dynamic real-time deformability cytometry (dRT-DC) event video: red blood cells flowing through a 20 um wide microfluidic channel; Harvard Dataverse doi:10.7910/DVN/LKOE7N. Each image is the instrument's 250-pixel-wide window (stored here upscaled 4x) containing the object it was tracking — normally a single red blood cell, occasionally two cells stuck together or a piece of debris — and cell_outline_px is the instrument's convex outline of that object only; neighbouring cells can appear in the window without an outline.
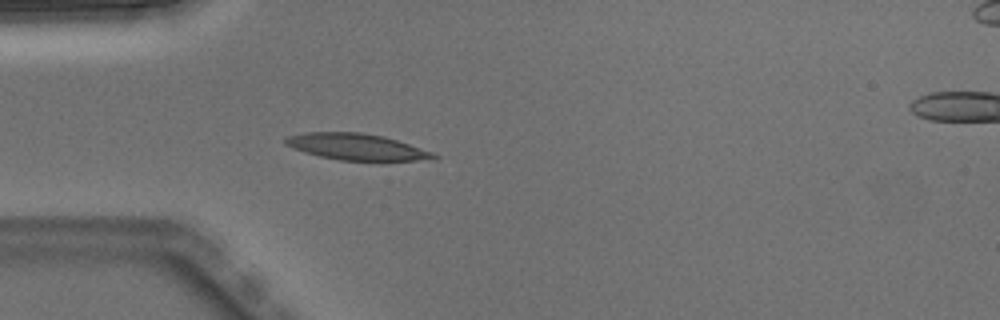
{"species": "Egyptian fruit bat (a non-hibernating species)", "species_latin": "Rousettus aegyptiacus", "temperature_condition": "warm", "stored_images_in_passage": 4, "camera_frame_rate_fps": 3000, "um_per_image_px": 0.085, "animal": {"sex": "male"}, "frame": {"image": 1, "passage_image": 3, "time_ms": 0.667, "image_size_px": [1000, 320], "cell_outline_px": [[440, 156], [436, 160], [340, 160], [320, 156], [304, 152], [284, 144], [284, 140], [288, 136], [308, 132], [360, 132], [384, 136], [432, 152]], "centroid_in_image_um": [30.32, 12.48], "position_along_channel_um": 54.7, "area_um2": 22.54}}